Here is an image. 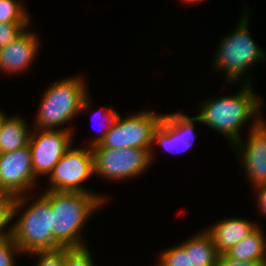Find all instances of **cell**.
Wrapping results in <instances>:
<instances>
[{
    "mask_svg": "<svg viewBox=\"0 0 266 266\" xmlns=\"http://www.w3.org/2000/svg\"><path fill=\"white\" fill-rule=\"evenodd\" d=\"M50 202L54 240L63 248L86 247L81 232L86 221L106 201L94 193L45 190ZM81 231V232H80Z\"/></svg>",
    "mask_w": 266,
    "mask_h": 266,
    "instance_id": "6da1fadb",
    "label": "cell"
},
{
    "mask_svg": "<svg viewBox=\"0 0 266 266\" xmlns=\"http://www.w3.org/2000/svg\"><path fill=\"white\" fill-rule=\"evenodd\" d=\"M248 77L238 93L215 100L207 99L199 109L200 114L196 115L199 123L220 132L232 146L241 139L240 129L243 125L253 118L254 121H260V116L256 114L261 112L259 109L263 102L256 97Z\"/></svg>",
    "mask_w": 266,
    "mask_h": 266,
    "instance_id": "7a4b0ae2",
    "label": "cell"
},
{
    "mask_svg": "<svg viewBox=\"0 0 266 266\" xmlns=\"http://www.w3.org/2000/svg\"><path fill=\"white\" fill-rule=\"evenodd\" d=\"M82 78L79 75L72 76L48 86L35 116L34 129L57 130L77 116L76 114L89 109L91 105L88 88Z\"/></svg>",
    "mask_w": 266,
    "mask_h": 266,
    "instance_id": "3957f363",
    "label": "cell"
},
{
    "mask_svg": "<svg viewBox=\"0 0 266 266\" xmlns=\"http://www.w3.org/2000/svg\"><path fill=\"white\" fill-rule=\"evenodd\" d=\"M248 15L244 14L235 27L236 30L221 40L212 60L214 64L212 67L226 73L225 76L228 81H232L231 83H236L242 76L245 77V73L251 65L263 61V59L266 60V52L261 50L250 36Z\"/></svg>",
    "mask_w": 266,
    "mask_h": 266,
    "instance_id": "277c9868",
    "label": "cell"
},
{
    "mask_svg": "<svg viewBox=\"0 0 266 266\" xmlns=\"http://www.w3.org/2000/svg\"><path fill=\"white\" fill-rule=\"evenodd\" d=\"M28 206L21 211L22 214L14 225L11 223V237L19 250L28 254L37 250L60 248L53 238L50 202L41 194Z\"/></svg>",
    "mask_w": 266,
    "mask_h": 266,
    "instance_id": "5b68a950",
    "label": "cell"
},
{
    "mask_svg": "<svg viewBox=\"0 0 266 266\" xmlns=\"http://www.w3.org/2000/svg\"><path fill=\"white\" fill-rule=\"evenodd\" d=\"M151 111H141L125 118L119 114L102 142L92 148L152 149L154 133L161 123L163 114Z\"/></svg>",
    "mask_w": 266,
    "mask_h": 266,
    "instance_id": "8992f818",
    "label": "cell"
},
{
    "mask_svg": "<svg viewBox=\"0 0 266 266\" xmlns=\"http://www.w3.org/2000/svg\"><path fill=\"white\" fill-rule=\"evenodd\" d=\"M94 175L105 179L123 180L141 175L154 159L152 149L143 148H92Z\"/></svg>",
    "mask_w": 266,
    "mask_h": 266,
    "instance_id": "52a82bcc",
    "label": "cell"
},
{
    "mask_svg": "<svg viewBox=\"0 0 266 266\" xmlns=\"http://www.w3.org/2000/svg\"><path fill=\"white\" fill-rule=\"evenodd\" d=\"M94 175V154L92 147L70 148L55 165L45 190L93 193L82 185Z\"/></svg>",
    "mask_w": 266,
    "mask_h": 266,
    "instance_id": "ba28073f",
    "label": "cell"
},
{
    "mask_svg": "<svg viewBox=\"0 0 266 266\" xmlns=\"http://www.w3.org/2000/svg\"><path fill=\"white\" fill-rule=\"evenodd\" d=\"M70 129H33L28 145L31 150L33 173L37 179L50 175L61 157L72 147L73 132Z\"/></svg>",
    "mask_w": 266,
    "mask_h": 266,
    "instance_id": "9c48e42d",
    "label": "cell"
},
{
    "mask_svg": "<svg viewBox=\"0 0 266 266\" xmlns=\"http://www.w3.org/2000/svg\"><path fill=\"white\" fill-rule=\"evenodd\" d=\"M36 180L29 145L0 154V192L14 198L26 195L36 186Z\"/></svg>",
    "mask_w": 266,
    "mask_h": 266,
    "instance_id": "30bf717a",
    "label": "cell"
},
{
    "mask_svg": "<svg viewBox=\"0 0 266 266\" xmlns=\"http://www.w3.org/2000/svg\"><path fill=\"white\" fill-rule=\"evenodd\" d=\"M194 122L198 118L182 113L163 114L158 128L155 130L153 145H160L167 152L177 154L190 149L195 141Z\"/></svg>",
    "mask_w": 266,
    "mask_h": 266,
    "instance_id": "8fae6325",
    "label": "cell"
},
{
    "mask_svg": "<svg viewBox=\"0 0 266 266\" xmlns=\"http://www.w3.org/2000/svg\"><path fill=\"white\" fill-rule=\"evenodd\" d=\"M247 144L241 139L232 147L238 149L244 170L253 187L266 185V129L260 121H252ZM244 144V145H243Z\"/></svg>",
    "mask_w": 266,
    "mask_h": 266,
    "instance_id": "7c38bea8",
    "label": "cell"
},
{
    "mask_svg": "<svg viewBox=\"0 0 266 266\" xmlns=\"http://www.w3.org/2000/svg\"><path fill=\"white\" fill-rule=\"evenodd\" d=\"M27 28L17 39L0 48V69L6 73L26 72L39 52L40 39ZM39 45V46H38Z\"/></svg>",
    "mask_w": 266,
    "mask_h": 266,
    "instance_id": "4fadbf2b",
    "label": "cell"
},
{
    "mask_svg": "<svg viewBox=\"0 0 266 266\" xmlns=\"http://www.w3.org/2000/svg\"><path fill=\"white\" fill-rule=\"evenodd\" d=\"M258 227L250 220L236 217L220 220L206 231L210 234L218 254H225Z\"/></svg>",
    "mask_w": 266,
    "mask_h": 266,
    "instance_id": "5bb4252c",
    "label": "cell"
},
{
    "mask_svg": "<svg viewBox=\"0 0 266 266\" xmlns=\"http://www.w3.org/2000/svg\"><path fill=\"white\" fill-rule=\"evenodd\" d=\"M31 133L24 118L8 116L0 130V154L27 146Z\"/></svg>",
    "mask_w": 266,
    "mask_h": 266,
    "instance_id": "9a60e30c",
    "label": "cell"
},
{
    "mask_svg": "<svg viewBox=\"0 0 266 266\" xmlns=\"http://www.w3.org/2000/svg\"><path fill=\"white\" fill-rule=\"evenodd\" d=\"M190 255L191 266H215L218 252L210 234L206 230L181 243Z\"/></svg>",
    "mask_w": 266,
    "mask_h": 266,
    "instance_id": "2e32d148",
    "label": "cell"
},
{
    "mask_svg": "<svg viewBox=\"0 0 266 266\" xmlns=\"http://www.w3.org/2000/svg\"><path fill=\"white\" fill-rule=\"evenodd\" d=\"M239 261H266V239L260 227L225 253Z\"/></svg>",
    "mask_w": 266,
    "mask_h": 266,
    "instance_id": "e0dca14e",
    "label": "cell"
},
{
    "mask_svg": "<svg viewBox=\"0 0 266 266\" xmlns=\"http://www.w3.org/2000/svg\"><path fill=\"white\" fill-rule=\"evenodd\" d=\"M27 199V201H26ZM31 200L25 195L13 197L10 194L0 192V240L11 237L12 228L6 230L7 225L13 221L14 216L27 206V202ZM26 205V206H25Z\"/></svg>",
    "mask_w": 266,
    "mask_h": 266,
    "instance_id": "ac0fdd59",
    "label": "cell"
},
{
    "mask_svg": "<svg viewBox=\"0 0 266 266\" xmlns=\"http://www.w3.org/2000/svg\"><path fill=\"white\" fill-rule=\"evenodd\" d=\"M17 0H0V23H30V15Z\"/></svg>",
    "mask_w": 266,
    "mask_h": 266,
    "instance_id": "d6986e66",
    "label": "cell"
},
{
    "mask_svg": "<svg viewBox=\"0 0 266 266\" xmlns=\"http://www.w3.org/2000/svg\"><path fill=\"white\" fill-rule=\"evenodd\" d=\"M159 258L160 266H191L190 255L181 244L164 250Z\"/></svg>",
    "mask_w": 266,
    "mask_h": 266,
    "instance_id": "ffe728a7",
    "label": "cell"
},
{
    "mask_svg": "<svg viewBox=\"0 0 266 266\" xmlns=\"http://www.w3.org/2000/svg\"><path fill=\"white\" fill-rule=\"evenodd\" d=\"M28 254H34V257L38 256L37 266H64L67 248L60 247L52 250H37Z\"/></svg>",
    "mask_w": 266,
    "mask_h": 266,
    "instance_id": "44dd1931",
    "label": "cell"
},
{
    "mask_svg": "<svg viewBox=\"0 0 266 266\" xmlns=\"http://www.w3.org/2000/svg\"><path fill=\"white\" fill-rule=\"evenodd\" d=\"M92 255L86 247L67 248L64 266H94Z\"/></svg>",
    "mask_w": 266,
    "mask_h": 266,
    "instance_id": "7402d4cb",
    "label": "cell"
},
{
    "mask_svg": "<svg viewBox=\"0 0 266 266\" xmlns=\"http://www.w3.org/2000/svg\"><path fill=\"white\" fill-rule=\"evenodd\" d=\"M27 28H29V23H0V48L13 42Z\"/></svg>",
    "mask_w": 266,
    "mask_h": 266,
    "instance_id": "603a6c76",
    "label": "cell"
},
{
    "mask_svg": "<svg viewBox=\"0 0 266 266\" xmlns=\"http://www.w3.org/2000/svg\"><path fill=\"white\" fill-rule=\"evenodd\" d=\"M22 254L12 237L0 240V266H14V255Z\"/></svg>",
    "mask_w": 266,
    "mask_h": 266,
    "instance_id": "cb8c5ba5",
    "label": "cell"
},
{
    "mask_svg": "<svg viewBox=\"0 0 266 266\" xmlns=\"http://www.w3.org/2000/svg\"><path fill=\"white\" fill-rule=\"evenodd\" d=\"M113 108V105L111 106V107H107V110H105L106 112H103V111H101L102 113H103V116L104 117H102L103 119H104V121L102 122L103 123V130L104 131H101L100 130V132L101 133H99V135H97L90 143H89V147H93V146H95V145H98V144H100L101 142H102V140L105 138V136H106V134H107V132L110 130V127L115 123V120L117 119V117H118V115H119V113L117 112V111H115V110H113L112 109ZM99 112V111H98ZM96 114H98V113H96ZM101 114V113H100ZM100 114H98V116L100 115ZM96 116V115H95ZM100 116H102V115H100ZM100 119H101V117H100ZM107 124H106V123ZM105 123V124H104Z\"/></svg>",
    "mask_w": 266,
    "mask_h": 266,
    "instance_id": "d4e9b609",
    "label": "cell"
},
{
    "mask_svg": "<svg viewBox=\"0 0 266 266\" xmlns=\"http://www.w3.org/2000/svg\"><path fill=\"white\" fill-rule=\"evenodd\" d=\"M215 266H266V261H239L219 254Z\"/></svg>",
    "mask_w": 266,
    "mask_h": 266,
    "instance_id": "484cf974",
    "label": "cell"
},
{
    "mask_svg": "<svg viewBox=\"0 0 266 266\" xmlns=\"http://www.w3.org/2000/svg\"><path fill=\"white\" fill-rule=\"evenodd\" d=\"M257 199H258V209L261 211L262 215H266V185L257 186Z\"/></svg>",
    "mask_w": 266,
    "mask_h": 266,
    "instance_id": "4316f807",
    "label": "cell"
},
{
    "mask_svg": "<svg viewBox=\"0 0 266 266\" xmlns=\"http://www.w3.org/2000/svg\"><path fill=\"white\" fill-rule=\"evenodd\" d=\"M7 114L5 115V113H3L1 110H0V130H1V127L4 123V121L7 119Z\"/></svg>",
    "mask_w": 266,
    "mask_h": 266,
    "instance_id": "83f0119b",
    "label": "cell"
},
{
    "mask_svg": "<svg viewBox=\"0 0 266 266\" xmlns=\"http://www.w3.org/2000/svg\"><path fill=\"white\" fill-rule=\"evenodd\" d=\"M183 1H184L185 3L187 2V3H190V4H192V3H193V4H195V3L197 4V3H200V2H202V1H204V0H182V2H183Z\"/></svg>",
    "mask_w": 266,
    "mask_h": 266,
    "instance_id": "f1b7e54d",
    "label": "cell"
},
{
    "mask_svg": "<svg viewBox=\"0 0 266 266\" xmlns=\"http://www.w3.org/2000/svg\"><path fill=\"white\" fill-rule=\"evenodd\" d=\"M260 124L266 129V121L262 117H260Z\"/></svg>",
    "mask_w": 266,
    "mask_h": 266,
    "instance_id": "f546056e",
    "label": "cell"
}]
</instances>
